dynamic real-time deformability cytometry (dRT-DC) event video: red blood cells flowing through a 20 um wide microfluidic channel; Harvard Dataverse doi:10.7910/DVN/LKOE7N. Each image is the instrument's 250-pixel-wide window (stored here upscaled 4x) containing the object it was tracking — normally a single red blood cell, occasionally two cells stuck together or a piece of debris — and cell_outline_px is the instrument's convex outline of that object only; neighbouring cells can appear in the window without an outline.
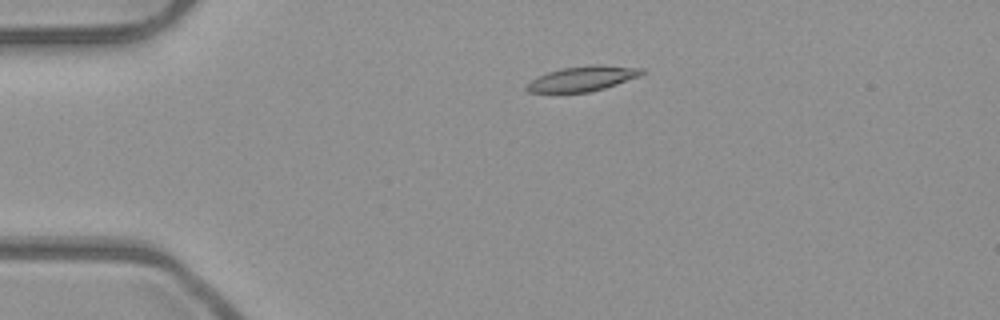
{"species": "common noctule bat (a hibernating species)", "species_latin": "Nyctalus noctula", "temperature_condition": "room temperature", "stored_images_in_passage": 4, "camera_frame_rate_fps": 3000, "um_per_image_px": 0.085, "animal": {"sex": "male", "body_mass_g": 23.1, "forearm_length_mm": 52.7}, "frame": {"image": 1, "passage_image": 3, "time_ms": 0.667, "image_size_px": [1000, 320], "cell_outline_px": [[648, 72], [640, 76], [604, 88], [588, 92], [528, 92], [524, 88], [524, 84], [536, 76], [560, 68], [596, 64], [644, 68]], "centroid_in_image_um": [49.5, 6.67], "position_along_channel_um": 35.5, "area_um2": 16.99}}